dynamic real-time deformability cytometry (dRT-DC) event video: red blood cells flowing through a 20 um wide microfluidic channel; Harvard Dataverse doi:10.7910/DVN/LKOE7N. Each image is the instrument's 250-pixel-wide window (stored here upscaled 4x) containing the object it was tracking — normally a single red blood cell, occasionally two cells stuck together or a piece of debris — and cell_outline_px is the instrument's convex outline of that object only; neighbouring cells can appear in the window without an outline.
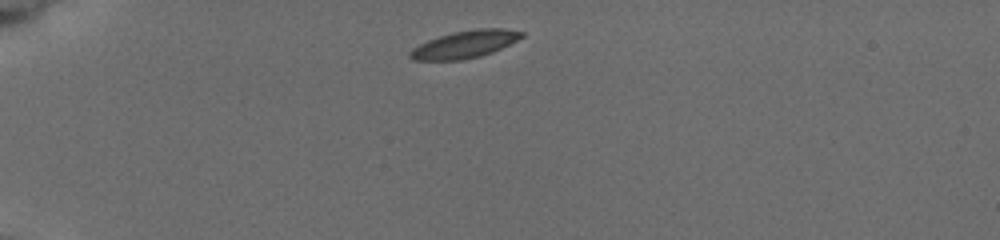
{"species": "common noctule bat (a hibernating species)", "species_latin": "Nyctalus noctula", "temperature_condition": "cold", "stored_images_in_passage": 6, "camera_frame_rate_fps": 3000, "um_per_image_px": 0.085, "animal": {"sex": "female", "body_mass_g": 19.5, "forearm_length_mm": 54.1}, "frame": {"image": 1, "passage_image": 1, "time_ms": 0.0, "image_size_px": [1000, 240], "cell_outline_px": [[524, 36], [492, 52], [480, 56], [460, 60], [412, 60], [408, 56], [408, 52], [412, 48], [428, 40], [452, 32], [476, 28], [504, 28], [524, 32]], "centroid_in_image_um": [39.48, 3.76], "position_along_channel_um": 45.5, "area_um2": 17.74}}
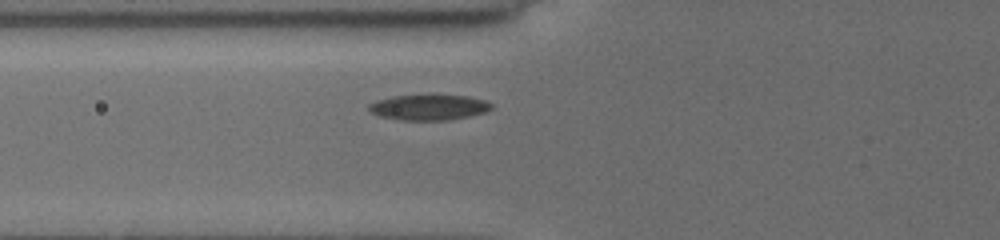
{"frame": {"image": 2, "passage_image": 4, "time_ms": 2.333, "image_size_px": [1000, 240], "cell_outline_px": [[492, 108], [484, 112], [468, 116], [444, 120], [404, 120], [380, 116], [372, 112], [368, 108], [368, 104], [392, 96], [468, 96], [484, 100], [492, 104]], "centroid_in_image_um": [36.45, 9.13], "position_along_channel_um": 89.3, "area_um2": 17.63}}
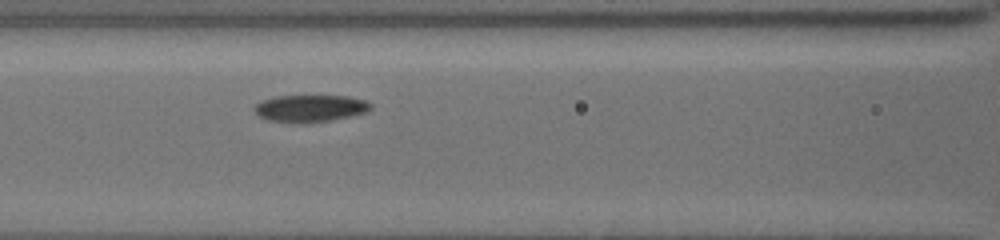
{"frame": {"image": 3, "passage_image": 6, "time_ms": 3.667, "image_size_px": [1000, 240], "cell_outline_px": [[372, 108], [364, 112], [332, 120], [268, 120], [260, 116], [252, 108], [260, 100], [276, 96], [348, 96], [364, 100], [372, 104]], "centroid_in_image_um": [26.36, 9.15], "position_along_channel_um": 140.2, "area_um2": 17.46}}